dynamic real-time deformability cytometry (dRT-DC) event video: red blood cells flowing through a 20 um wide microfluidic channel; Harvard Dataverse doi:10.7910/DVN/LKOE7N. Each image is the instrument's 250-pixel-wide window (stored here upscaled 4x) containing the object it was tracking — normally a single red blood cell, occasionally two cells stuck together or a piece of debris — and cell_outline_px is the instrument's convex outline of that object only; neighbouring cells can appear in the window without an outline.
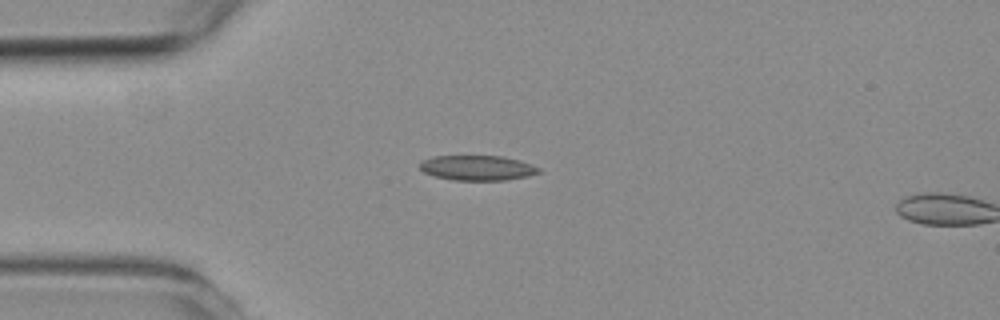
{"species": "common noctule bat (a hibernating species)", "species_latin": "Nyctalus noctula", "temperature_condition": "room temperature", "stored_images_in_passage": 2, "camera_frame_rate_fps": 3000, "um_per_image_px": 0.085, "animal": {"sex": "female", "body_mass_g": 19.3, "forearm_length_mm": 54.1}, "frame": {"image": 1, "passage_image": 1, "time_ms": 0.0, "image_size_px": [1000, 320], "cell_outline_px": [[540, 172], [528, 176], [508, 180], [452, 180], [436, 176], [424, 172], [420, 168], [420, 160], [432, 156], [500, 156], [520, 160], [540, 168]], "centroid_in_image_um": [40.57, 14.27], "position_along_channel_um": 44.4, "area_um2": 17.34}}